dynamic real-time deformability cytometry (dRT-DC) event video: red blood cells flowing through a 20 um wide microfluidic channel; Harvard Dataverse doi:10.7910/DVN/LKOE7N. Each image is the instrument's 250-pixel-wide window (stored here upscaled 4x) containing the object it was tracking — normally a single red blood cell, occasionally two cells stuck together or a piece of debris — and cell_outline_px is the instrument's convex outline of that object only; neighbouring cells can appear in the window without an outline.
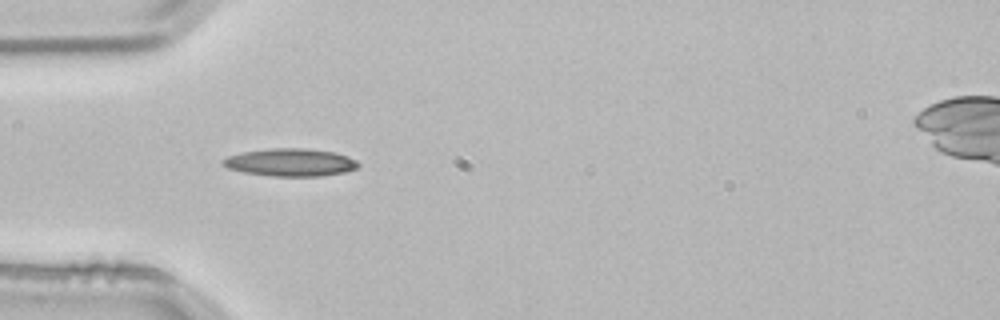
{"species": "common noctule bat (a hibernating species)", "species_latin": "Nyctalus noctula", "temperature_condition": "room temperature", "stored_images_in_passage": 3, "camera_frame_rate_fps": 3000, "um_per_image_px": 0.085, "animal": {"sex": "male", "body_mass_g": 21.5, "forearm_length_mm": 52.0}, "frame": {"image": 1, "passage_image": 3, "time_ms": 0.667, "image_size_px": [1000, 320], "cell_outline_px": [[360, 164], [356, 168], [344, 172], [320, 176], [272, 176], [244, 172], [228, 168], [220, 164], [220, 160], [228, 156], [240, 152], [272, 148], [308, 148], [336, 152], [348, 156], [356, 160]], "centroid_in_image_um": [24.67, 13.79], "position_along_channel_um": 60.3, "area_um2": 22.02}}